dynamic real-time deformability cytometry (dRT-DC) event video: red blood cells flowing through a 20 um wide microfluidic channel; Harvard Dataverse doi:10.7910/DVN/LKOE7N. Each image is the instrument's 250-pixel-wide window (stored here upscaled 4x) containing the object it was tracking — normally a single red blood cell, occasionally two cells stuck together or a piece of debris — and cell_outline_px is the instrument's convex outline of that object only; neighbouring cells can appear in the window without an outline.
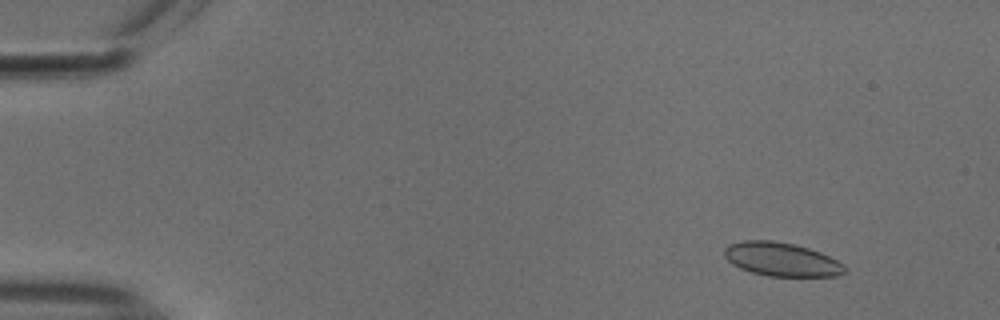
{"species": "common noctule bat (a hibernating species)", "species_latin": "Nyctalus noctula", "temperature_condition": "cold", "stored_images_in_passage": 16, "camera_frame_rate_fps": 3000, "um_per_image_px": 0.085, "animal": {"sex": "male", "body_mass_g": 18.8}, "frame": {"image": 1, "passage_image": 6, "time_ms": 1.667, "image_size_px": [1000, 320], "cell_outline_px": [[844, 272], [836, 276], [768, 276], [752, 272], [740, 268], [732, 264], [724, 256], [724, 248], [728, 244], [740, 240], [772, 240], [796, 244], [820, 252], [844, 264]], "centroid_in_image_um": [66.38, 22.03], "position_along_channel_um": 18.6, "area_um2": 23.64}}
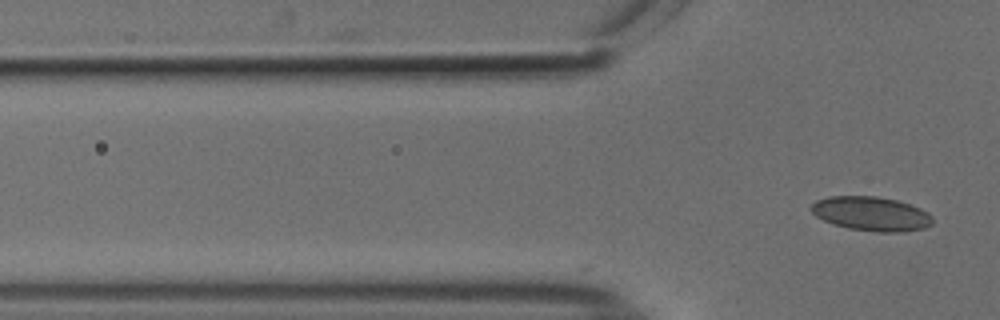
{"frame": {"image": 2, "passage_image": 16, "time_ms": 5.0, "image_size_px": [1000, 320], "cell_outline_px": [[932, 224], [924, 228], [900, 232], [876, 232], [848, 228], [832, 224], [816, 216], [808, 208], [816, 200], [828, 196], [876, 196], [896, 200], [920, 208], [932, 216]], "centroid_in_image_um": [74.02, 18.17], "position_along_channel_um": 51.8, "area_um2": 24.22}}